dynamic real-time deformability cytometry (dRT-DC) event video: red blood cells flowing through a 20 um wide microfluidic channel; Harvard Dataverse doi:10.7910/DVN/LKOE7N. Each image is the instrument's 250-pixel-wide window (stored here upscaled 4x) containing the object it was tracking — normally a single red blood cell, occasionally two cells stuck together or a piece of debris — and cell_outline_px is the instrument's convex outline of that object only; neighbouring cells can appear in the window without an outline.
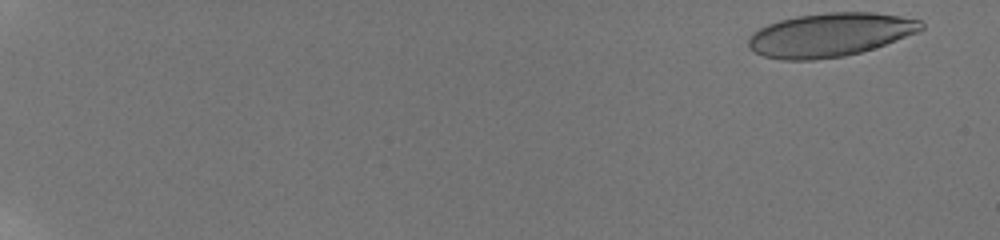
{"species": "human", "species_latin": "Homo sapiens", "temperature_condition": "room temperature", "stored_images_in_passage": 51, "camera_frame_rate_fps": 3000, "um_per_image_px": 0.085, "donor": {"sex": "male"}, "frame": {"image": 1, "passage_image": 1, "time_ms": 0.0, "image_size_px": [1000, 240], "cell_outline_px": [[924, 28], [920, 32], [860, 52], [844, 56], [812, 60], [780, 60], [764, 56], [748, 48], [748, 40], [760, 28], [768, 24], [780, 20], [796, 16], [828, 12], [872, 12], [900, 16], [920, 20], [924, 24]], "centroid_in_image_um": [70.57, 2.96], "position_along_channel_um": 14.4, "area_um2": 43.75}}
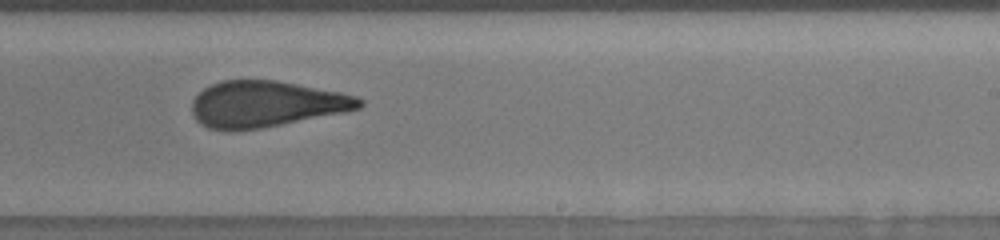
{"frame": {"image": 2, "passage_image": 29, "time_ms": 12.333, "image_size_px": [1000, 240], "cell_outline_px": [[364, 104], [360, 108], [344, 112], [260, 128], [228, 132], [208, 128], [200, 124], [192, 116], [192, 100], [204, 88], [212, 84], [224, 80], [276, 80], [340, 92], [356, 96], [364, 100]], "centroid_in_image_um": [22.58, 8.85], "position_along_channel_um": 266.4, "area_um2": 45.08}}
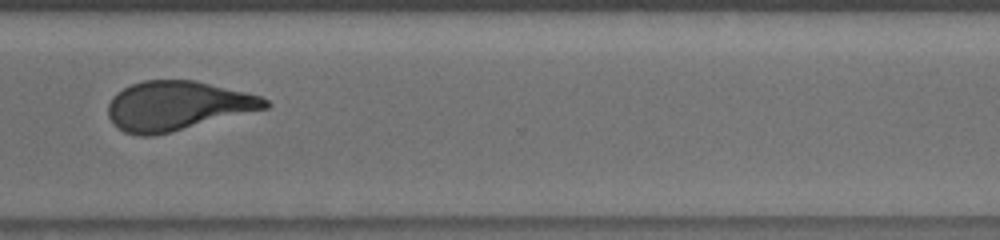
{"frame": {"image": 3, "passage_image": 38, "time_ms": 14.667, "image_size_px": [1000, 240], "cell_outline_px": [[272, 104], [268, 108], [152, 136], [136, 136], [124, 132], [112, 124], [108, 116], [108, 104], [112, 96], [116, 92], [132, 84], [144, 80], [196, 80], [260, 96], [268, 100]], "centroid_in_image_um": [15.03, 8.99], "position_along_channel_um": 355.6, "area_um2": 44.97}, "authors_computed_cell_mechanics": {"area_um2": 45.0262, "velocity_mm_per_s": 3.8157, "shape_relaxation_time_tau1_ms": null, "shape_relaxation_time_tau2_ms": 1.3042, "deformation_change_tau1": null, "deformation_change_tau2": 0.0978}}